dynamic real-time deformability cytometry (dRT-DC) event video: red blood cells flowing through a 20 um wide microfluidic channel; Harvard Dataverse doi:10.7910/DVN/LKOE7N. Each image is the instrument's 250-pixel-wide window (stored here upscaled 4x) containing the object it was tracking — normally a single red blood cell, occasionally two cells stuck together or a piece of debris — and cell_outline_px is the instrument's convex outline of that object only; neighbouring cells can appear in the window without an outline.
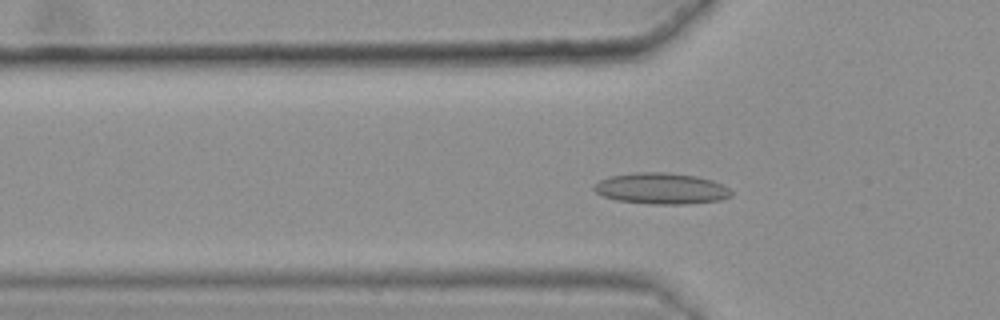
{"species": "common noctule bat (a hibernating species)", "species_latin": "Nyctalus noctula", "temperature_condition": "warm", "stored_images_in_passage": 47, "camera_frame_rate_fps": 3000, "um_per_image_px": 0.085, "animal": {"sex": "female", "body_mass_g": 25.1}, "frame": {"image": 1, "passage_image": 19, "time_ms": 6.0, "image_size_px": [1000, 320], "cell_outline_px": [[732, 196], [720, 200], [688, 204], [648, 204], [616, 200], [604, 196], [596, 192], [592, 188], [592, 184], [608, 176], [636, 172], [668, 172], [696, 176], [712, 180], [728, 188], [732, 192]], "centroid_in_image_um": [56.17, 16.02], "position_along_channel_um": 69.6, "area_um2": 25.09}}
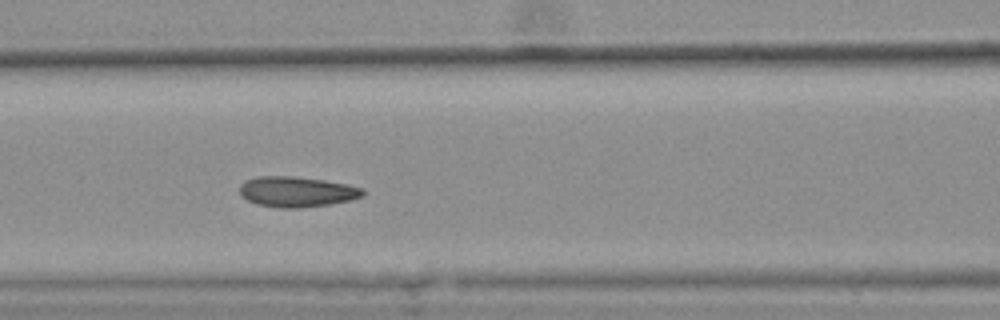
{"frame": {"image": 2, "passage_image": 25, "time_ms": 8.0, "image_size_px": [1000, 320], "cell_outline_px": [[364, 196], [348, 200], [328, 204], [300, 208], [280, 208], [256, 204], [240, 196], [240, 184], [244, 180], [256, 176], [296, 176], [324, 180], [364, 188]], "centroid_in_image_um": [25.17, 16.29], "position_along_channel_um": 141.4, "area_um2": 21.91}}
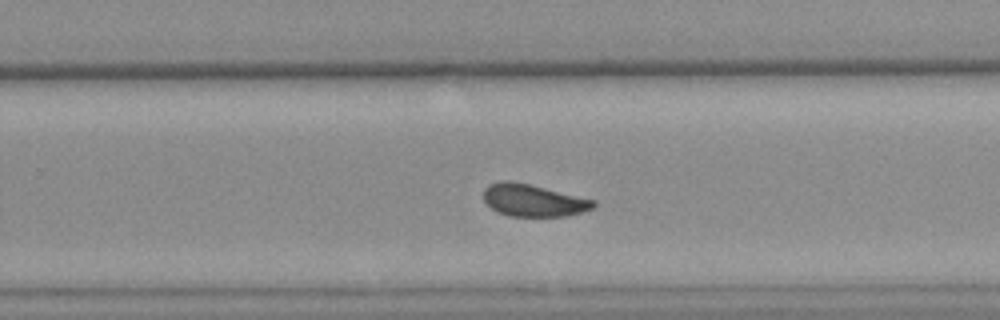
{"frame": {"image": 3, "passage_image": 37, "time_ms": 12.0, "image_size_px": [1000, 320], "cell_outline_px": [[596, 208], [564, 216], [508, 216], [496, 212], [484, 200], [484, 188], [488, 184], [500, 180], [508, 180], [528, 184], [596, 200]], "centroid_in_image_um": [45.32, 17.03], "position_along_channel_um": 284.5, "area_um2": 20.63}, "authors_computed_cell_mechanics": {"area_um2": 21.7906, "velocity_mm_per_s": 3.5851, "shape_relaxation_time_tau1_ms": 4.5367, "shape_relaxation_time_tau2_ms": 1.9128, "deformation_change_tau1": 0.1065, "deformation_change_tau2": 0.074}}